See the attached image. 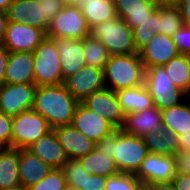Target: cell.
Wrapping results in <instances>:
<instances>
[{
    "instance_id": "83f0119b",
    "label": "cell",
    "mask_w": 190,
    "mask_h": 190,
    "mask_svg": "<svg viewBox=\"0 0 190 190\" xmlns=\"http://www.w3.org/2000/svg\"><path fill=\"white\" fill-rule=\"evenodd\" d=\"M142 138L150 153L168 156L177 153L178 135L170 129L163 127L161 131L148 132Z\"/></svg>"
},
{
    "instance_id": "5b68a950",
    "label": "cell",
    "mask_w": 190,
    "mask_h": 190,
    "mask_svg": "<svg viewBox=\"0 0 190 190\" xmlns=\"http://www.w3.org/2000/svg\"><path fill=\"white\" fill-rule=\"evenodd\" d=\"M90 35L101 41L111 55L138 53L133 30L118 16L92 27Z\"/></svg>"
},
{
    "instance_id": "f35d334b",
    "label": "cell",
    "mask_w": 190,
    "mask_h": 190,
    "mask_svg": "<svg viewBox=\"0 0 190 190\" xmlns=\"http://www.w3.org/2000/svg\"><path fill=\"white\" fill-rule=\"evenodd\" d=\"M107 178L104 175L90 174V176H86L84 188L80 190H105Z\"/></svg>"
},
{
    "instance_id": "cb8c5ba5",
    "label": "cell",
    "mask_w": 190,
    "mask_h": 190,
    "mask_svg": "<svg viewBox=\"0 0 190 190\" xmlns=\"http://www.w3.org/2000/svg\"><path fill=\"white\" fill-rule=\"evenodd\" d=\"M21 187L19 148L0 147V190Z\"/></svg>"
},
{
    "instance_id": "74e56055",
    "label": "cell",
    "mask_w": 190,
    "mask_h": 190,
    "mask_svg": "<svg viewBox=\"0 0 190 190\" xmlns=\"http://www.w3.org/2000/svg\"><path fill=\"white\" fill-rule=\"evenodd\" d=\"M177 175H190V151L174 154Z\"/></svg>"
},
{
    "instance_id": "9a60e30c",
    "label": "cell",
    "mask_w": 190,
    "mask_h": 190,
    "mask_svg": "<svg viewBox=\"0 0 190 190\" xmlns=\"http://www.w3.org/2000/svg\"><path fill=\"white\" fill-rule=\"evenodd\" d=\"M71 125L95 143L116 131L104 117L89 110L81 102L75 110Z\"/></svg>"
},
{
    "instance_id": "4fadbf2b",
    "label": "cell",
    "mask_w": 190,
    "mask_h": 190,
    "mask_svg": "<svg viewBox=\"0 0 190 190\" xmlns=\"http://www.w3.org/2000/svg\"><path fill=\"white\" fill-rule=\"evenodd\" d=\"M64 85L79 102H82L93 92L106 87L104 69L85 65L80 71L69 76Z\"/></svg>"
},
{
    "instance_id": "681fc988",
    "label": "cell",
    "mask_w": 190,
    "mask_h": 190,
    "mask_svg": "<svg viewBox=\"0 0 190 190\" xmlns=\"http://www.w3.org/2000/svg\"><path fill=\"white\" fill-rule=\"evenodd\" d=\"M13 1L14 0H0V11L6 12Z\"/></svg>"
},
{
    "instance_id": "bcb514c9",
    "label": "cell",
    "mask_w": 190,
    "mask_h": 190,
    "mask_svg": "<svg viewBox=\"0 0 190 190\" xmlns=\"http://www.w3.org/2000/svg\"><path fill=\"white\" fill-rule=\"evenodd\" d=\"M158 7H178L181 0H153Z\"/></svg>"
},
{
    "instance_id": "8d00e7d4",
    "label": "cell",
    "mask_w": 190,
    "mask_h": 190,
    "mask_svg": "<svg viewBox=\"0 0 190 190\" xmlns=\"http://www.w3.org/2000/svg\"><path fill=\"white\" fill-rule=\"evenodd\" d=\"M0 147H12V117L0 111Z\"/></svg>"
},
{
    "instance_id": "8992f818",
    "label": "cell",
    "mask_w": 190,
    "mask_h": 190,
    "mask_svg": "<svg viewBox=\"0 0 190 190\" xmlns=\"http://www.w3.org/2000/svg\"><path fill=\"white\" fill-rule=\"evenodd\" d=\"M144 84L152 97L154 106L159 110L176 106L188 97L174 84L164 66L146 68Z\"/></svg>"
},
{
    "instance_id": "f6af8a7d",
    "label": "cell",
    "mask_w": 190,
    "mask_h": 190,
    "mask_svg": "<svg viewBox=\"0 0 190 190\" xmlns=\"http://www.w3.org/2000/svg\"><path fill=\"white\" fill-rule=\"evenodd\" d=\"M7 24H8V18L6 12L0 11V43L4 39Z\"/></svg>"
},
{
    "instance_id": "d590c367",
    "label": "cell",
    "mask_w": 190,
    "mask_h": 190,
    "mask_svg": "<svg viewBox=\"0 0 190 190\" xmlns=\"http://www.w3.org/2000/svg\"><path fill=\"white\" fill-rule=\"evenodd\" d=\"M172 37L179 54L190 55V26L183 25Z\"/></svg>"
},
{
    "instance_id": "d4e9b609",
    "label": "cell",
    "mask_w": 190,
    "mask_h": 190,
    "mask_svg": "<svg viewBox=\"0 0 190 190\" xmlns=\"http://www.w3.org/2000/svg\"><path fill=\"white\" fill-rule=\"evenodd\" d=\"M116 95L125 115L131 112L144 111L154 106L152 97L145 84L120 89L116 91Z\"/></svg>"
},
{
    "instance_id": "5bb4252c",
    "label": "cell",
    "mask_w": 190,
    "mask_h": 190,
    "mask_svg": "<svg viewBox=\"0 0 190 190\" xmlns=\"http://www.w3.org/2000/svg\"><path fill=\"white\" fill-rule=\"evenodd\" d=\"M6 15L10 22L28 23L45 32L51 22L46 15L45 0H14Z\"/></svg>"
},
{
    "instance_id": "816d5d0a",
    "label": "cell",
    "mask_w": 190,
    "mask_h": 190,
    "mask_svg": "<svg viewBox=\"0 0 190 190\" xmlns=\"http://www.w3.org/2000/svg\"><path fill=\"white\" fill-rule=\"evenodd\" d=\"M64 190H80V189H78L77 187L67 183Z\"/></svg>"
},
{
    "instance_id": "f907efd6",
    "label": "cell",
    "mask_w": 190,
    "mask_h": 190,
    "mask_svg": "<svg viewBox=\"0 0 190 190\" xmlns=\"http://www.w3.org/2000/svg\"><path fill=\"white\" fill-rule=\"evenodd\" d=\"M63 5H77L80 0H61Z\"/></svg>"
},
{
    "instance_id": "b9f144b4",
    "label": "cell",
    "mask_w": 190,
    "mask_h": 190,
    "mask_svg": "<svg viewBox=\"0 0 190 190\" xmlns=\"http://www.w3.org/2000/svg\"><path fill=\"white\" fill-rule=\"evenodd\" d=\"M172 183L176 190H190V175H176Z\"/></svg>"
},
{
    "instance_id": "7dc6e473",
    "label": "cell",
    "mask_w": 190,
    "mask_h": 190,
    "mask_svg": "<svg viewBox=\"0 0 190 190\" xmlns=\"http://www.w3.org/2000/svg\"><path fill=\"white\" fill-rule=\"evenodd\" d=\"M153 190H176L172 182L155 183Z\"/></svg>"
},
{
    "instance_id": "9c48e42d",
    "label": "cell",
    "mask_w": 190,
    "mask_h": 190,
    "mask_svg": "<svg viewBox=\"0 0 190 190\" xmlns=\"http://www.w3.org/2000/svg\"><path fill=\"white\" fill-rule=\"evenodd\" d=\"M91 28L77 5H64L50 22L47 38L84 39L90 35Z\"/></svg>"
},
{
    "instance_id": "484cf974",
    "label": "cell",
    "mask_w": 190,
    "mask_h": 190,
    "mask_svg": "<svg viewBox=\"0 0 190 190\" xmlns=\"http://www.w3.org/2000/svg\"><path fill=\"white\" fill-rule=\"evenodd\" d=\"M77 6L90 28L117 17L113 0H80Z\"/></svg>"
},
{
    "instance_id": "1f68e13d",
    "label": "cell",
    "mask_w": 190,
    "mask_h": 190,
    "mask_svg": "<svg viewBox=\"0 0 190 190\" xmlns=\"http://www.w3.org/2000/svg\"><path fill=\"white\" fill-rule=\"evenodd\" d=\"M84 50L86 65L105 69L111 54L101 41L93 38L91 35L87 36L84 38Z\"/></svg>"
},
{
    "instance_id": "c3c4849f",
    "label": "cell",
    "mask_w": 190,
    "mask_h": 190,
    "mask_svg": "<svg viewBox=\"0 0 190 190\" xmlns=\"http://www.w3.org/2000/svg\"><path fill=\"white\" fill-rule=\"evenodd\" d=\"M135 190H153V184L140 181Z\"/></svg>"
},
{
    "instance_id": "ac0fdd59",
    "label": "cell",
    "mask_w": 190,
    "mask_h": 190,
    "mask_svg": "<svg viewBox=\"0 0 190 190\" xmlns=\"http://www.w3.org/2000/svg\"><path fill=\"white\" fill-rule=\"evenodd\" d=\"M54 41L61 62L63 81L86 65L84 39L50 38Z\"/></svg>"
},
{
    "instance_id": "4dcf8cb0",
    "label": "cell",
    "mask_w": 190,
    "mask_h": 190,
    "mask_svg": "<svg viewBox=\"0 0 190 190\" xmlns=\"http://www.w3.org/2000/svg\"><path fill=\"white\" fill-rule=\"evenodd\" d=\"M184 25L178 7H157L156 34L173 36Z\"/></svg>"
},
{
    "instance_id": "836d02e7",
    "label": "cell",
    "mask_w": 190,
    "mask_h": 190,
    "mask_svg": "<svg viewBox=\"0 0 190 190\" xmlns=\"http://www.w3.org/2000/svg\"><path fill=\"white\" fill-rule=\"evenodd\" d=\"M66 184L61 168H52L46 177L26 190H64Z\"/></svg>"
},
{
    "instance_id": "44dd1931",
    "label": "cell",
    "mask_w": 190,
    "mask_h": 190,
    "mask_svg": "<svg viewBox=\"0 0 190 190\" xmlns=\"http://www.w3.org/2000/svg\"><path fill=\"white\" fill-rule=\"evenodd\" d=\"M27 150L53 168H61L69 159L53 129L30 145Z\"/></svg>"
},
{
    "instance_id": "e575fe53",
    "label": "cell",
    "mask_w": 190,
    "mask_h": 190,
    "mask_svg": "<svg viewBox=\"0 0 190 190\" xmlns=\"http://www.w3.org/2000/svg\"><path fill=\"white\" fill-rule=\"evenodd\" d=\"M139 182L135 174L119 172L107 178L105 190H135Z\"/></svg>"
},
{
    "instance_id": "e0dca14e",
    "label": "cell",
    "mask_w": 190,
    "mask_h": 190,
    "mask_svg": "<svg viewBox=\"0 0 190 190\" xmlns=\"http://www.w3.org/2000/svg\"><path fill=\"white\" fill-rule=\"evenodd\" d=\"M138 53L145 69L164 66L179 54L173 37L162 33L154 34L148 44Z\"/></svg>"
},
{
    "instance_id": "d6a6232c",
    "label": "cell",
    "mask_w": 190,
    "mask_h": 190,
    "mask_svg": "<svg viewBox=\"0 0 190 190\" xmlns=\"http://www.w3.org/2000/svg\"><path fill=\"white\" fill-rule=\"evenodd\" d=\"M61 170L67 183L78 189L84 188L86 176H90L78 159H68L61 167Z\"/></svg>"
},
{
    "instance_id": "f1b7e54d",
    "label": "cell",
    "mask_w": 190,
    "mask_h": 190,
    "mask_svg": "<svg viewBox=\"0 0 190 190\" xmlns=\"http://www.w3.org/2000/svg\"><path fill=\"white\" fill-rule=\"evenodd\" d=\"M78 160L89 174L109 177L119 173L115 161L97 148L87 155L78 158Z\"/></svg>"
},
{
    "instance_id": "f5cc1de1",
    "label": "cell",
    "mask_w": 190,
    "mask_h": 190,
    "mask_svg": "<svg viewBox=\"0 0 190 190\" xmlns=\"http://www.w3.org/2000/svg\"><path fill=\"white\" fill-rule=\"evenodd\" d=\"M12 190H26V189H25V188H23V187H19V188L12 189Z\"/></svg>"
},
{
    "instance_id": "603a6c76",
    "label": "cell",
    "mask_w": 190,
    "mask_h": 190,
    "mask_svg": "<svg viewBox=\"0 0 190 190\" xmlns=\"http://www.w3.org/2000/svg\"><path fill=\"white\" fill-rule=\"evenodd\" d=\"M49 164L45 163L38 156H35L27 149H19V175L21 187L28 188L35 185L46 177L52 170Z\"/></svg>"
},
{
    "instance_id": "6da1fadb",
    "label": "cell",
    "mask_w": 190,
    "mask_h": 190,
    "mask_svg": "<svg viewBox=\"0 0 190 190\" xmlns=\"http://www.w3.org/2000/svg\"><path fill=\"white\" fill-rule=\"evenodd\" d=\"M95 148L115 161L119 172L136 174L149 153L140 136L116 129L111 135L96 143Z\"/></svg>"
},
{
    "instance_id": "52a82bcc",
    "label": "cell",
    "mask_w": 190,
    "mask_h": 190,
    "mask_svg": "<svg viewBox=\"0 0 190 190\" xmlns=\"http://www.w3.org/2000/svg\"><path fill=\"white\" fill-rule=\"evenodd\" d=\"M57 47L45 38L33 52V71L37 86L64 84Z\"/></svg>"
},
{
    "instance_id": "277c9868",
    "label": "cell",
    "mask_w": 190,
    "mask_h": 190,
    "mask_svg": "<svg viewBox=\"0 0 190 190\" xmlns=\"http://www.w3.org/2000/svg\"><path fill=\"white\" fill-rule=\"evenodd\" d=\"M104 76L106 88L118 91L144 84L145 67L139 53L111 55Z\"/></svg>"
},
{
    "instance_id": "60d3db41",
    "label": "cell",
    "mask_w": 190,
    "mask_h": 190,
    "mask_svg": "<svg viewBox=\"0 0 190 190\" xmlns=\"http://www.w3.org/2000/svg\"><path fill=\"white\" fill-rule=\"evenodd\" d=\"M9 51L0 43V86L4 84Z\"/></svg>"
},
{
    "instance_id": "7c38bea8",
    "label": "cell",
    "mask_w": 190,
    "mask_h": 190,
    "mask_svg": "<svg viewBox=\"0 0 190 190\" xmlns=\"http://www.w3.org/2000/svg\"><path fill=\"white\" fill-rule=\"evenodd\" d=\"M89 110L104 117L116 129H121L124 124L125 113L118 102L116 91L104 88L95 91L81 102Z\"/></svg>"
},
{
    "instance_id": "d6986e66",
    "label": "cell",
    "mask_w": 190,
    "mask_h": 190,
    "mask_svg": "<svg viewBox=\"0 0 190 190\" xmlns=\"http://www.w3.org/2000/svg\"><path fill=\"white\" fill-rule=\"evenodd\" d=\"M53 130L69 159H78L95 149L96 143L87 138L71 124L57 126Z\"/></svg>"
},
{
    "instance_id": "4316f807",
    "label": "cell",
    "mask_w": 190,
    "mask_h": 190,
    "mask_svg": "<svg viewBox=\"0 0 190 190\" xmlns=\"http://www.w3.org/2000/svg\"><path fill=\"white\" fill-rule=\"evenodd\" d=\"M164 128L172 130L176 135L190 132V99L187 97L182 103L161 110Z\"/></svg>"
},
{
    "instance_id": "7402d4cb",
    "label": "cell",
    "mask_w": 190,
    "mask_h": 190,
    "mask_svg": "<svg viewBox=\"0 0 190 190\" xmlns=\"http://www.w3.org/2000/svg\"><path fill=\"white\" fill-rule=\"evenodd\" d=\"M33 52H9L4 83H35Z\"/></svg>"
},
{
    "instance_id": "3957f363",
    "label": "cell",
    "mask_w": 190,
    "mask_h": 190,
    "mask_svg": "<svg viewBox=\"0 0 190 190\" xmlns=\"http://www.w3.org/2000/svg\"><path fill=\"white\" fill-rule=\"evenodd\" d=\"M116 14L133 30L139 52L156 34L157 5L153 0H113Z\"/></svg>"
},
{
    "instance_id": "ffe728a7",
    "label": "cell",
    "mask_w": 190,
    "mask_h": 190,
    "mask_svg": "<svg viewBox=\"0 0 190 190\" xmlns=\"http://www.w3.org/2000/svg\"><path fill=\"white\" fill-rule=\"evenodd\" d=\"M163 128L161 110L152 106L144 111L125 115L121 128L124 132L142 137L148 132H158Z\"/></svg>"
},
{
    "instance_id": "30bf717a",
    "label": "cell",
    "mask_w": 190,
    "mask_h": 190,
    "mask_svg": "<svg viewBox=\"0 0 190 190\" xmlns=\"http://www.w3.org/2000/svg\"><path fill=\"white\" fill-rule=\"evenodd\" d=\"M36 89L35 83H4L0 86V111L14 117L21 112L31 110Z\"/></svg>"
},
{
    "instance_id": "ba28073f",
    "label": "cell",
    "mask_w": 190,
    "mask_h": 190,
    "mask_svg": "<svg viewBox=\"0 0 190 190\" xmlns=\"http://www.w3.org/2000/svg\"><path fill=\"white\" fill-rule=\"evenodd\" d=\"M47 119L33 109L12 117V147L27 149L39 138L51 131Z\"/></svg>"
},
{
    "instance_id": "ab89813d",
    "label": "cell",
    "mask_w": 190,
    "mask_h": 190,
    "mask_svg": "<svg viewBox=\"0 0 190 190\" xmlns=\"http://www.w3.org/2000/svg\"><path fill=\"white\" fill-rule=\"evenodd\" d=\"M61 0H45L47 18L52 21L54 16L63 8Z\"/></svg>"
},
{
    "instance_id": "8fae6325",
    "label": "cell",
    "mask_w": 190,
    "mask_h": 190,
    "mask_svg": "<svg viewBox=\"0 0 190 190\" xmlns=\"http://www.w3.org/2000/svg\"><path fill=\"white\" fill-rule=\"evenodd\" d=\"M46 37V32L43 29L33 27L28 23L8 21L1 44L9 52H34Z\"/></svg>"
},
{
    "instance_id": "f546056e",
    "label": "cell",
    "mask_w": 190,
    "mask_h": 190,
    "mask_svg": "<svg viewBox=\"0 0 190 190\" xmlns=\"http://www.w3.org/2000/svg\"><path fill=\"white\" fill-rule=\"evenodd\" d=\"M168 76L174 84L190 94V55L178 54L164 65Z\"/></svg>"
},
{
    "instance_id": "7bdbcfd3",
    "label": "cell",
    "mask_w": 190,
    "mask_h": 190,
    "mask_svg": "<svg viewBox=\"0 0 190 190\" xmlns=\"http://www.w3.org/2000/svg\"><path fill=\"white\" fill-rule=\"evenodd\" d=\"M178 8L184 25L190 26V0H181Z\"/></svg>"
},
{
    "instance_id": "ee69618b",
    "label": "cell",
    "mask_w": 190,
    "mask_h": 190,
    "mask_svg": "<svg viewBox=\"0 0 190 190\" xmlns=\"http://www.w3.org/2000/svg\"><path fill=\"white\" fill-rule=\"evenodd\" d=\"M177 152L190 151V132H182L178 135Z\"/></svg>"
},
{
    "instance_id": "7a4b0ae2",
    "label": "cell",
    "mask_w": 190,
    "mask_h": 190,
    "mask_svg": "<svg viewBox=\"0 0 190 190\" xmlns=\"http://www.w3.org/2000/svg\"><path fill=\"white\" fill-rule=\"evenodd\" d=\"M79 103L64 84L37 86L32 109L43 115L53 129L71 124Z\"/></svg>"
},
{
    "instance_id": "2e32d148",
    "label": "cell",
    "mask_w": 190,
    "mask_h": 190,
    "mask_svg": "<svg viewBox=\"0 0 190 190\" xmlns=\"http://www.w3.org/2000/svg\"><path fill=\"white\" fill-rule=\"evenodd\" d=\"M135 175L140 181L151 184L172 182L177 175L175 158L149 152Z\"/></svg>"
}]
</instances>
